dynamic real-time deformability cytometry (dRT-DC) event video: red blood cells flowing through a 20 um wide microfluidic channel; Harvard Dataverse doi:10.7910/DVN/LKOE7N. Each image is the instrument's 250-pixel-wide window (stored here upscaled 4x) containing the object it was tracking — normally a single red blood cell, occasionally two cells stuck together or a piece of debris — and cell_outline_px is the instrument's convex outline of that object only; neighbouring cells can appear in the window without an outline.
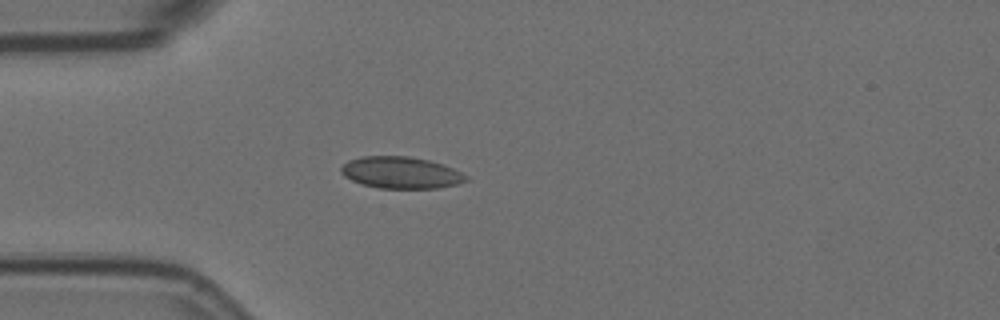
{"species": "Egyptian fruit bat (a non-hibernating species)", "species_latin": "Rousettus aegyptiacus", "temperature_condition": "room temperature", "stored_images_in_passage": 2, "camera_frame_rate_fps": 3000, "um_per_image_px": 0.085, "animal": {"sex": "female"}, "frame": {"image": 1, "passage_image": 2, "time_ms": 0.333, "image_size_px": [1000, 320], "cell_outline_px": [[468, 180], [456, 184], [436, 188], [380, 188], [360, 184], [344, 176], [340, 172], [340, 168], [348, 160], [360, 156], [408, 156], [428, 160], [452, 168], [468, 176]], "centroid_in_image_um": [34.03, 14.67], "position_along_channel_um": 51.0, "area_um2": 23.0}}